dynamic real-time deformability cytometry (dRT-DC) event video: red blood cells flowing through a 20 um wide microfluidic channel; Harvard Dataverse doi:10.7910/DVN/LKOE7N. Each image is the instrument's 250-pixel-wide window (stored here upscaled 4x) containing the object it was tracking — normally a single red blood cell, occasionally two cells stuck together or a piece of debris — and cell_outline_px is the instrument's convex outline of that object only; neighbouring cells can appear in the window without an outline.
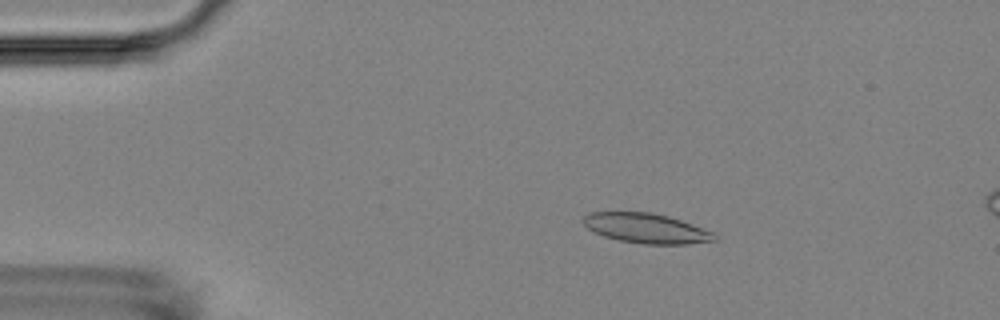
{"species": "Egyptian fruit bat (a non-hibernating species)", "species_latin": "Rousettus aegyptiacus", "temperature_condition": "room temperature", "stored_images_in_passage": 7, "camera_frame_rate_fps": 3000, "um_per_image_px": 0.085, "animal": {"sex": "female"}, "frame": {"image": 1, "passage_image": 3, "time_ms": 2.333, "image_size_px": [1000, 320], "cell_outline_px": [[720, 240], [688, 244], [644, 244], [620, 240], [604, 236], [592, 232], [580, 220], [588, 212], [652, 212], [668, 216], [716, 232]], "centroid_in_image_um": [54.96, 19.4], "position_along_channel_um": 30.0, "area_um2": 23.12}}